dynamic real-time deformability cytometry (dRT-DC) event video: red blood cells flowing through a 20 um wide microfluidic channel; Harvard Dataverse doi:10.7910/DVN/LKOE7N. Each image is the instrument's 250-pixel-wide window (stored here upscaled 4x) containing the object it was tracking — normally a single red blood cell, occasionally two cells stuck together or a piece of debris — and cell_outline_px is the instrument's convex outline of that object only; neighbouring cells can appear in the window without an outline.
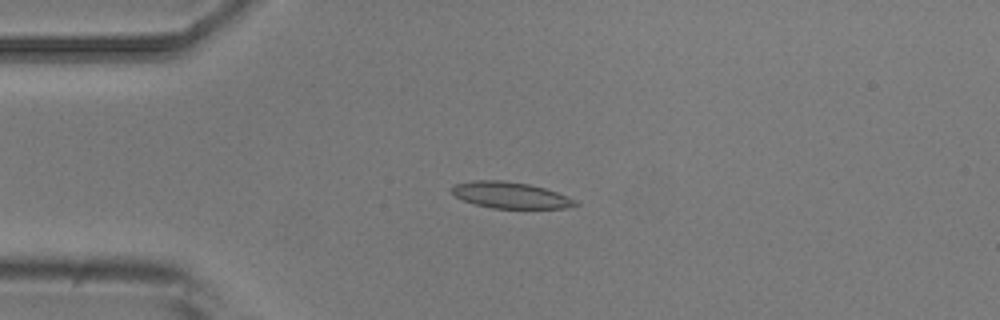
{"species": "common noctule bat (a hibernating species)", "species_latin": "Nyctalus noctula", "temperature_condition": "room temperature", "stored_images_in_passage": 6, "camera_frame_rate_fps": 3000, "um_per_image_px": 0.085, "animal": {"sex": "male", "body_mass_g": 20.5, "forearm_length_mm": 52.5}, "frame": {"image": 1, "passage_image": 4, "time_ms": 3.667, "image_size_px": [1000, 320], "cell_outline_px": [[580, 204], [564, 208], [492, 208], [476, 204], [464, 200], [456, 196], [452, 192], [452, 188], [456, 184], [476, 180], [500, 180], [528, 184], [544, 188], [556, 192], [576, 200]], "centroid_in_image_um": [43.4, 16.59], "position_along_channel_um": 41.6, "area_um2": 18.55}}